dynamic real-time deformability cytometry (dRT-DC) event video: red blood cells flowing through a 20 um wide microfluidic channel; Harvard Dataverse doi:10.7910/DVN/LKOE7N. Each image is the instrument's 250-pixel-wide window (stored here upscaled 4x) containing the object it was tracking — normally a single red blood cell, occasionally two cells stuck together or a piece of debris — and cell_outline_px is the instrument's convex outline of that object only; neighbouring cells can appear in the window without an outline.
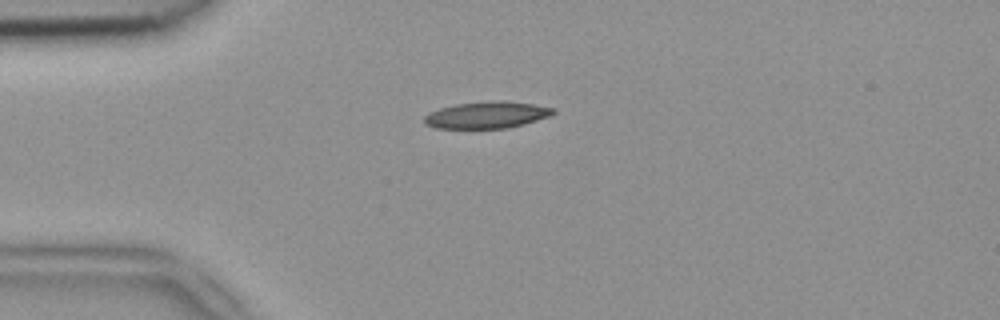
{"species": "common noctule bat (a hibernating species)", "species_latin": "Nyctalus noctula", "temperature_condition": "room temperature", "stored_images_in_passage": 40, "camera_frame_rate_fps": 3000, "um_per_image_px": 0.085, "animal": {"sex": "female", "body_mass_g": 18.4}, "frame": {"image": 1, "passage_image": 1, "time_ms": 0.0, "image_size_px": [1000, 320], "cell_outline_px": [[556, 112], [552, 116], [524, 124], [508, 128], [436, 128], [424, 124], [424, 116], [428, 112], [440, 108], [456, 104], [492, 100], [504, 100], [532, 104], [556, 108]], "centroid_in_image_um": [41.41, 9.76], "position_along_channel_um": 43.6, "area_um2": 20.35}}
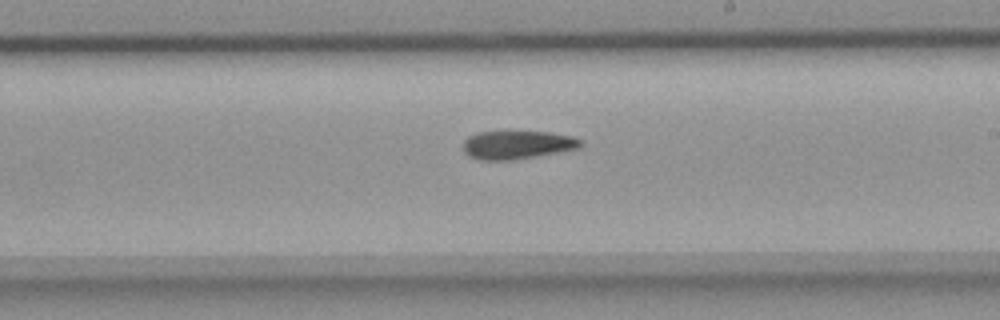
{"frame": {"image": 2, "passage_image": 18, "time_ms": 5.667, "image_size_px": [1000, 320], "cell_outline_px": [[584, 144], [580, 148], [512, 160], [480, 160], [468, 156], [464, 152], [464, 140], [468, 136], [476, 132], [548, 132], [572, 136], [584, 140]], "centroid_in_image_um": [43.98, 12.31], "position_along_channel_um": 245.0, "area_um2": 19.42}}
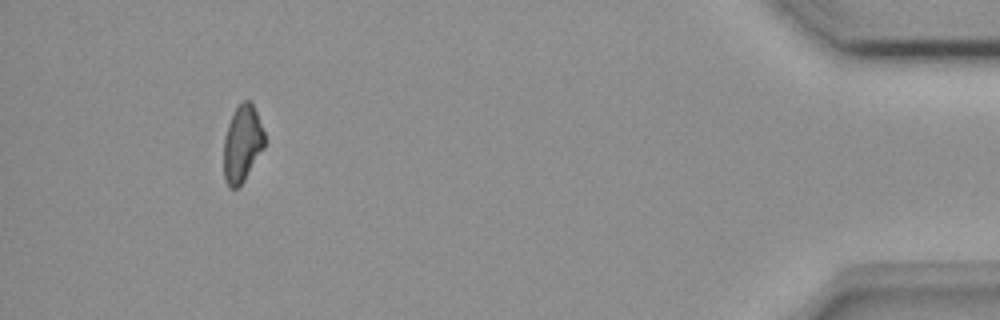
{"frame": {"image": 3, "passage_image": 36, "time_ms": 11.667, "image_size_px": [1000, 320], "cell_outline_px": [[264, 148], [244, 180], [236, 188], [232, 188], [224, 180], [224, 136], [232, 112], [244, 100], [252, 100], [264, 132]], "centroid_in_image_um": [20.59, 12.18], "position_along_channel_um": 414.6, "area_um2": 18.21}, "authors_computed_cell_mechanics": {"area_um2": 19.7098, "velocity_mm_per_s": 3.9217, "shape_relaxation_time_tau1_ms": null, "shape_relaxation_time_tau2_ms": 9.6046, "deformation_change_tau1": null, "deformation_change_tau2": 0.1986}}